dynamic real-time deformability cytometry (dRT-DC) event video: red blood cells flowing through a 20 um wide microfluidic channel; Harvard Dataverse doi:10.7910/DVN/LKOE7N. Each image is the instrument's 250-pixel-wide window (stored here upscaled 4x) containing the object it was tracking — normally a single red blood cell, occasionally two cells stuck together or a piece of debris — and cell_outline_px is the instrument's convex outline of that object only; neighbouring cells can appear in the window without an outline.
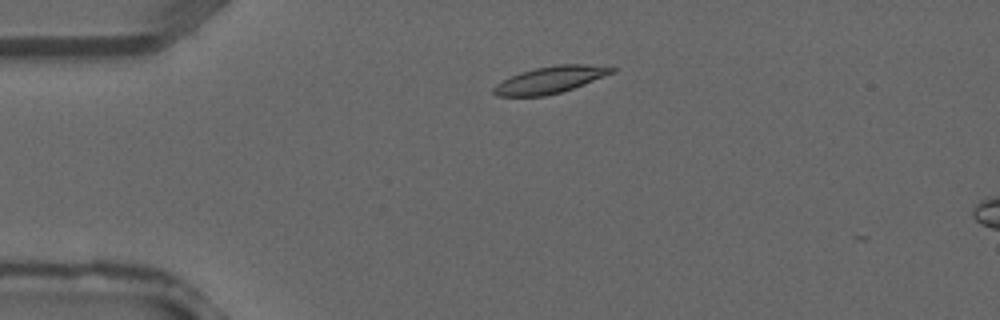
{"species": "common noctule bat (a hibernating species)", "species_latin": "Nyctalus noctula", "temperature_condition": "warm", "stored_images_in_passage": 3, "camera_frame_rate_fps": 3000, "um_per_image_px": 0.085, "animal": {"sex": "male", "forearm_length_mm": 52.5}, "frame": {"image": 1, "passage_image": 2, "time_ms": 0.333, "image_size_px": [1000, 320], "cell_outline_px": [[616, 72], [584, 84], [560, 92], [544, 96], [496, 96], [492, 92], [492, 88], [496, 84], [520, 72], [536, 68], [556, 64], [584, 64], [616, 68]], "centroid_in_image_um": [46.76, 6.78], "position_along_channel_um": 38.2, "area_um2": 18.32}}